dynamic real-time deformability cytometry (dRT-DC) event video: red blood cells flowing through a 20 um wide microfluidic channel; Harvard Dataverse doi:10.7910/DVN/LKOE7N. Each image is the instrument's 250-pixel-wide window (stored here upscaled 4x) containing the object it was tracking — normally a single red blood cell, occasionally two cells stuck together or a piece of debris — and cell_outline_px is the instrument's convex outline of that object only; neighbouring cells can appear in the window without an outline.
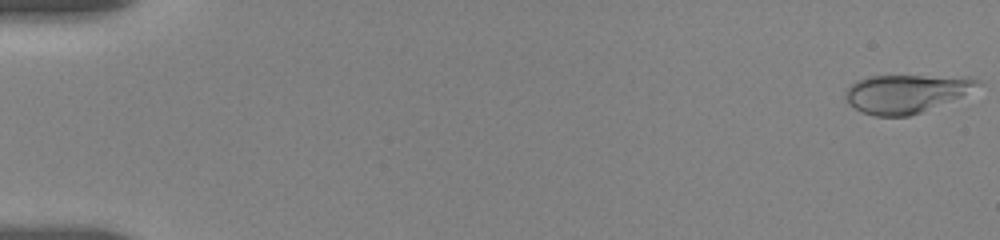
{"species": "human", "species_latin": "Homo sapiens", "temperature_condition": "room temperature", "stored_images_in_passage": 43, "camera_frame_rate_fps": 3000, "um_per_image_px": 0.085, "donor": {"sex": "female"}, "frame": {"image": 1, "passage_image": 1, "time_ms": 0.0, "image_size_px": [1000, 240], "cell_outline_px": [[980, 84], [960, 96], [920, 112], [908, 116], [872, 116], [860, 112], [844, 96], [848, 88], [856, 80], [872, 76], [972, 76], [980, 80]], "centroid_in_image_um": [77.0, 7.94], "position_along_channel_um": 8.0, "area_um2": 29.07}}
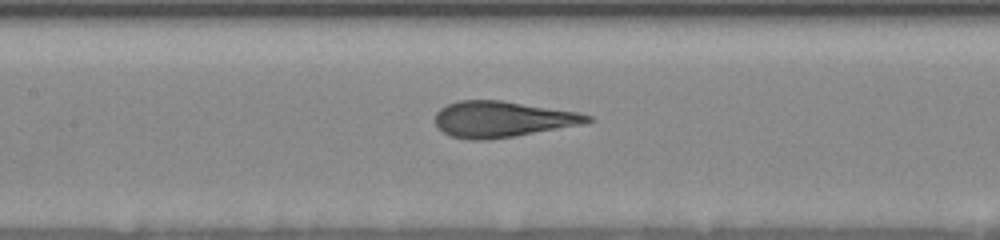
{"frame": {"image": 2, "passage_image": 24, "time_ms": 8.667, "image_size_px": [1000, 240], "cell_outline_px": [[596, 120], [584, 124], [516, 136], [488, 140], [468, 140], [452, 136], [444, 132], [436, 124], [436, 112], [440, 108], [448, 104], [460, 100], [500, 100], [576, 112], [592, 116]], "centroid_in_image_um": [42.72, 10.14], "position_along_channel_um": 164.7, "area_um2": 31.85}}
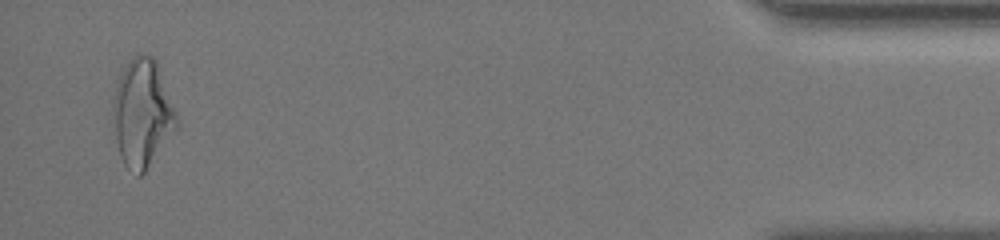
{"frame": {"image": 3, "passage_image": 43, "time_ms": 17.667, "image_size_px": [1000, 240], "cell_outline_px": [[180, 124], [144, 172], [140, 176], [136, 176], [124, 164], [120, 156], [116, 140], [112, 104], [116, 88], [120, 76], [128, 60], [136, 52], [140, 52], [152, 56], [156, 60], [180, 120]], "centroid_in_image_um": [12.12, 9.6], "position_along_channel_um": 423.1, "area_um2": 40.0}, "authors_computed_cell_mechanics": {"area_um2": 31.8478, "velocity_mm_per_s": 3.6688, "shape_relaxation_time_tau1_ms": 4.1695, "shape_relaxation_time_tau2_ms": 0.7874, "deformation_change_tau1": 0.1901, "deformation_change_tau2": 0.0795}}